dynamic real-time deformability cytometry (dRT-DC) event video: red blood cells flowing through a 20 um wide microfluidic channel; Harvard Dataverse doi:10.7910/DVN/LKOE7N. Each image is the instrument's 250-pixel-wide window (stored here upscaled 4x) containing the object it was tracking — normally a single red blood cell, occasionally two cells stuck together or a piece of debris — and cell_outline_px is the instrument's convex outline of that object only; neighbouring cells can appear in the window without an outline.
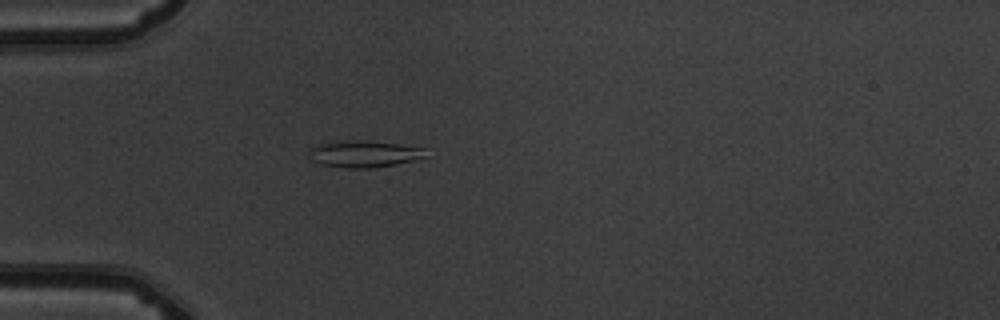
{"species": "common noctule bat (a hibernating species)", "species_latin": "Nyctalus noctula", "temperature_condition": "warm", "stored_images_in_passage": 1, "camera_frame_rate_fps": 3000, "um_per_image_px": 0.085, "animal": {"sex": "male", "body_mass_g": 19.5, "forearm_length_mm": 54.6}, "frame": {"image": 1, "passage_image": 1, "time_ms": 0.0, "image_size_px": [1000, 320], "cell_outline_px": [[432, 156], [396, 164], [368, 168], [348, 168], [320, 164], [312, 160], [308, 152], [308, 148], [320, 144], [396, 144], [424, 148]], "centroid_in_image_um": [31.03, 13.16], "position_along_channel_um": 54.0, "area_um2": 16.88}}